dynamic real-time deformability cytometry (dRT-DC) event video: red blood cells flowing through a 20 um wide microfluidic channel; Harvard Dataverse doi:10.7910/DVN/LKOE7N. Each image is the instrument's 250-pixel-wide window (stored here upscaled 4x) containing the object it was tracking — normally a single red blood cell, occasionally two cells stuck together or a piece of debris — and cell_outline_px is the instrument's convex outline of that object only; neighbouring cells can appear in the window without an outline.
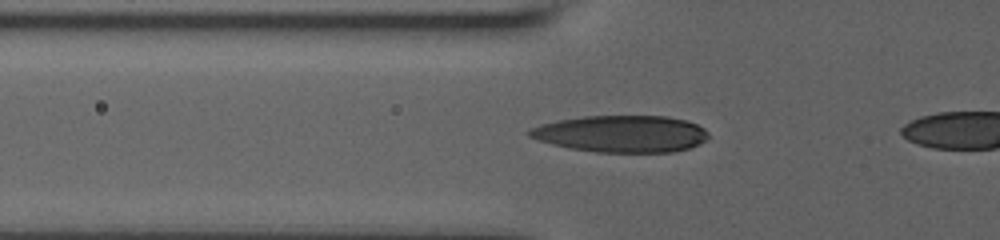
{"species": "human", "species_latin": "Homo sapiens", "temperature_condition": "room temperature", "stored_images_in_passage": 14, "camera_frame_rate_fps": 3000, "um_per_image_px": 0.085, "donor": {"sex": "male"}, "frame": {"image": 1, "passage_image": 12, "time_ms": 3.667, "image_size_px": [1000, 240], "cell_outline_px": [[708, 136], [700, 144], [688, 148], [672, 152], [596, 152], [568, 148], [552, 144], [528, 136], [528, 128], [540, 124], [556, 120], [584, 116], [668, 116], [688, 120], [704, 128], [708, 132]], "centroid_in_image_um": [52.8, 11.37], "position_along_channel_um": 73.0, "area_um2": 38.61}}